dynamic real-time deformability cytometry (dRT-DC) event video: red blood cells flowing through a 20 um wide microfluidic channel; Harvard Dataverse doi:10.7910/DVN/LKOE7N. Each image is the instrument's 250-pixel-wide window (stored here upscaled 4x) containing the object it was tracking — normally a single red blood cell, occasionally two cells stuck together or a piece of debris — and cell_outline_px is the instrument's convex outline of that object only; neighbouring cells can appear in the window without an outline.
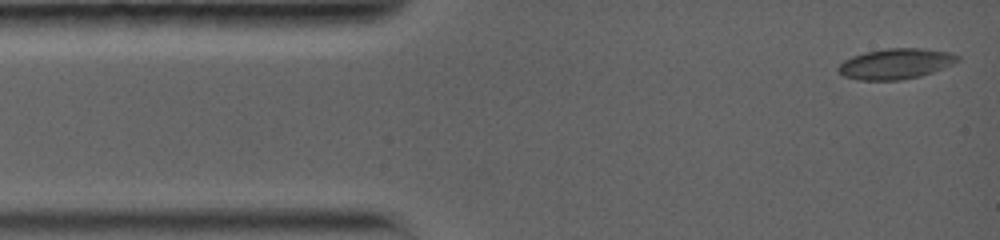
{"species": "common noctule bat (a hibernating species)", "species_latin": "Nyctalus noctula", "temperature_condition": "warm", "stored_images_in_passage": 31, "camera_frame_rate_fps": 5000, "um_per_image_px": 0.085, "animal": {"sex": "female", "body_mass_g": 19.0, "forearm_length_mm": 56.7}, "frame": {"image": 1, "passage_image": 1, "time_ms": 0.0, "image_size_px": [1000, 240], "cell_outline_px": [[960, 60], [952, 64], [932, 72], [920, 76], [900, 80], [860, 80], [844, 76], [836, 68], [844, 60], [852, 56], [864, 52], [888, 48], [920, 48], [948, 52], [960, 56]], "centroid_in_image_um": [76.12, 5.42], "position_along_channel_um": 8.9, "area_um2": 21.1}}
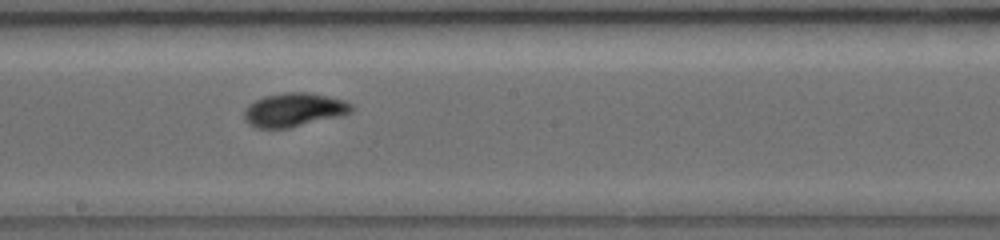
{"frame": {"image": 2, "passage_image": 13, "time_ms": 7.4, "image_size_px": [1000, 240], "cell_outline_px": [[352, 112], [340, 116], [288, 128], [256, 128], [248, 124], [244, 120], [244, 112], [248, 104], [264, 96], [284, 92], [308, 92], [328, 96], [344, 100], [352, 104]], "centroid_in_image_um": [24.97, 9.33], "position_along_channel_um": 223.2, "area_um2": 21.1}}
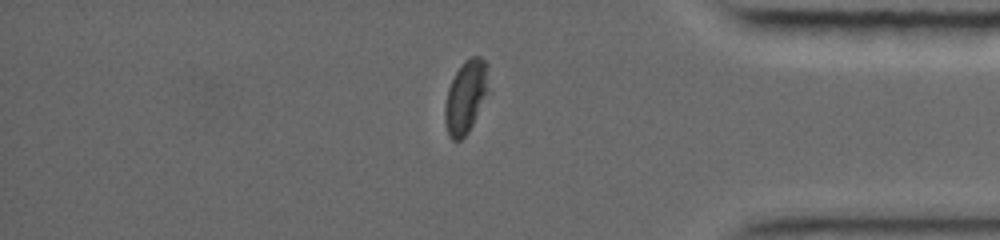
{"frame": {"image": 3, "passage_image": 23, "time_ms": 12.4, "image_size_px": [1000, 240], "cell_outline_px": [[488, 92], [468, 132], [460, 140], [452, 140], [448, 136], [444, 120], [444, 108], [448, 88], [456, 72], [464, 60], [472, 56], [480, 56], [488, 64]], "centroid_in_image_um": [39.58, 8.21], "position_along_channel_um": 395.6, "area_um2": 18.5}, "authors_computed_cell_mechanics": {"area_um2": 19.8254, "velocity_mm_per_s": 3.8137, "shape_relaxation_time_tau1_ms": 3.4679, "shape_relaxation_time_tau2_ms": 1.9413, "deformation_change_tau1": 0.1388, "deformation_change_tau2": 0.0465}}